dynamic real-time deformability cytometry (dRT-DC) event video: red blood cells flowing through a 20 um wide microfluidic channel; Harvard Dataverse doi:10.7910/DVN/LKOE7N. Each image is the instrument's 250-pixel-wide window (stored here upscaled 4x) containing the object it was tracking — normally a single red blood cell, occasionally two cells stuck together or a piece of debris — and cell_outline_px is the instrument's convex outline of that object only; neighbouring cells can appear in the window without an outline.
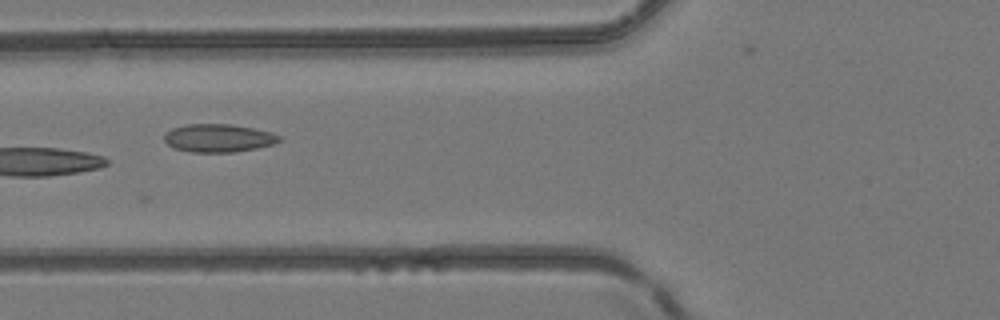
{"species": "common noctule bat (a hibernating species)", "species_latin": "Nyctalus noctula", "temperature_condition": "room temperature", "stored_images_in_passage": 8, "camera_frame_rate_fps": 3000, "um_per_image_px": 0.085, "animal": {"sex": "female", "body_mass_g": 24.6, "forearm_length_mm": 56.2}, "frame": {"image": 1, "passage_image": 6, "time_ms": 6.667, "image_size_px": [1000, 320], "cell_outline_px": [[284, 140], [272, 144], [256, 148], [236, 152], [192, 152], [176, 148], [168, 144], [164, 140], [164, 136], [172, 128], [184, 124], [232, 124], [272, 132], [280, 136]], "centroid_in_image_um": [18.6, 11.73], "position_along_channel_um": 107.2, "area_um2": 18.79}}